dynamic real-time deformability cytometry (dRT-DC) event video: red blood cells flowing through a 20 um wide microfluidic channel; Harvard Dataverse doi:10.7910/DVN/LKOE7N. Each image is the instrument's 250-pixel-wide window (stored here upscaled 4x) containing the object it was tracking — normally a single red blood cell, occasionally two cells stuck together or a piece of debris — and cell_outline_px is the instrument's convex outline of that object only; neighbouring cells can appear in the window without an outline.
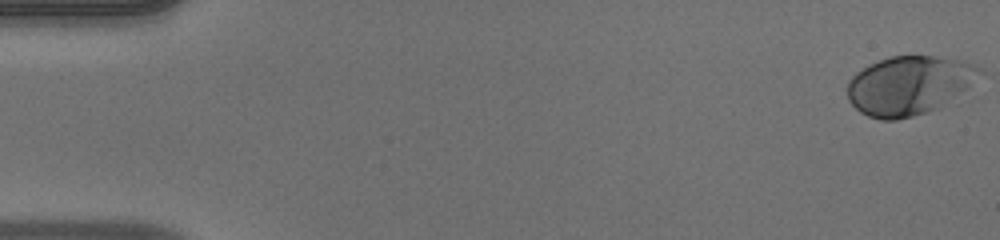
{"species": "human", "species_latin": "Homo sapiens", "temperature_condition": "warm", "stored_images_in_passage": 53, "camera_frame_rate_fps": 3000, "um_per_image_px": 0.085, "donor": {"sex": "male"}, "frame": {"image": 1, "passage_image": 1, "time_ms": 0.0, "image_size_px": [1000, 240], "cell_outline_px": [[980, 68], [968, 88], [940, 108], [928, 112], [896, 120], [880, 120], [868, 116], [860, 112], [848, 100], [848, 80], [856, 72], [868, 64], [892, 56], [932, 56], [960, 60]], "centroid_in_image_um": [77.2, 7.28], "position_along_channel_um": 7.8, "area_um2": 44.97}}
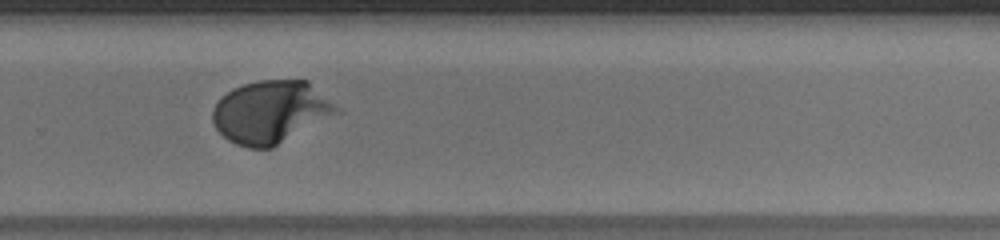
{"frame": {"image": 2, "passage_image": 36, "time_ms": 11.667, "image_size_px": [1000, 240], "cell_outline_px": [[344, 112], [272, 148], [248, 148], [236, 144], [228, 140], [216, 128], [212, 120], [212, 108], [220, 96], [232, 88], [256, 80], [308, 80]], "centroid_in_image_um": [23.03, 9.52], "position_along_channel_um": 306.8, "area_um2": 45.89}}
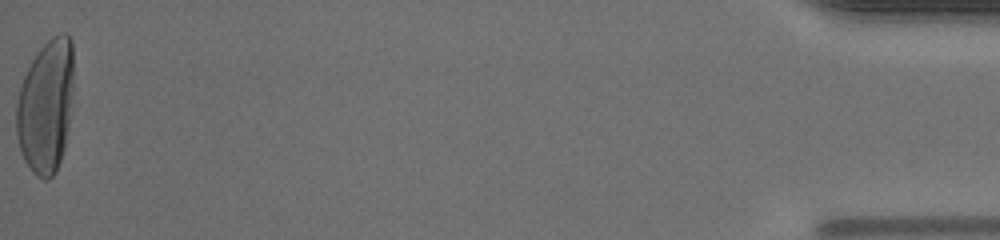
{"frame": {"image": 3, "passage_image": 53, "time_ms": 17.333, "image_size_px": [1000, 240], "cell_outline_px": [[72, 88], [68, 124], [64, 148], [56, 172], [48, 180], [44, 180], [36, 176], [32, 172], [24, 160], [20, 152], [16, 136], [16, 104], [20, 88], [24, 76], [36, 52], [52, 36], [64, 32], [72, 40]], "centroid_in_image_um": [3.87, 9.05], "position_along_channel_um": 431.3, "area_um2": 44.39}, "authors_computed_cell_mechanics": {"area_um2": 43.35, "velocity_mm_per_s": 3.9026, "shape_relaxation_time_tau1_ms": 4.328, "shape_relaxation_time_tau2_ms": null, "deformation_change_tau1": 0.2384, "deformation_change_tau2": null}}